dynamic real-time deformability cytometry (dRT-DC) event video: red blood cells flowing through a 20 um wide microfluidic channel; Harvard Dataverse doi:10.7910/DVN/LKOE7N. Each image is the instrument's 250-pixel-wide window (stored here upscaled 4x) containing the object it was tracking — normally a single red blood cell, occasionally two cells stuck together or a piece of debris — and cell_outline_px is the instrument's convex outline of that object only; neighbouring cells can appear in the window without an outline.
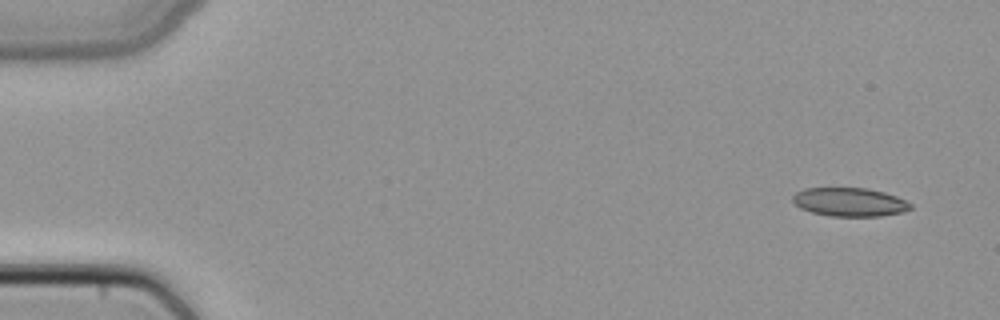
{"species": "common noctule bat (a hibernating species)", "species_latin": "Nyctalus noctula", "temperature_condition": "cold", "stored_images_in_passage": 5, "camera_frame_rate_fps": 3000, "um_per_image_px": 0.085, "animal": {"sex": "female", "body_mass_g": 22.7, "forearm_length_mm": 54.2}, "frame": {"image": 1, "passage_image": 1, "time_ms": 0.0, "image_size_px": [1000, 320], "cell_outline_px": [[912, 208], [904, 212], [880, 216], [832, 216], [812, 212], [800, 208], [792, 200], [792, 196], [796, 192], [804, 188], [868, 188], [884, 192], [896, 196], [912, 204]], "centroid_in_image_um": [72.22, 17.17], "position_along_channel_um": 12.8, "area_um2": 19.65}}
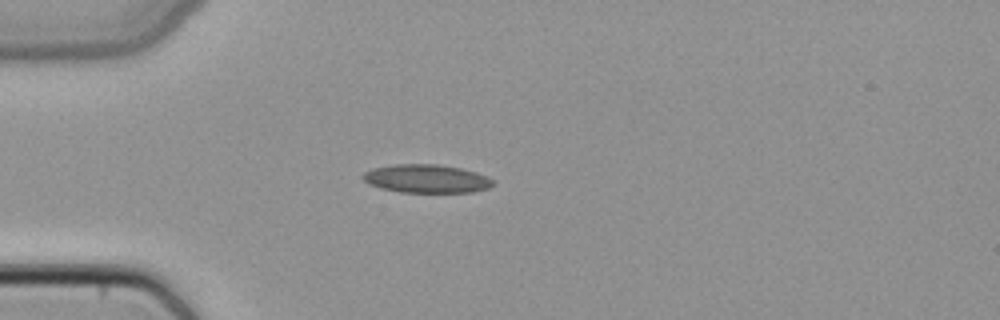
{"frame": {"image": 2, "passage_image": 4, "time_ms": 1.0, "image_size_px": [1000, 320], "cell_outline_px": [[492, 184], [488, 188], [472, 192], [400, 192], [380, 188], [368, 184], [360, 176], [364, 172], [372, 168], [396, 164], [436, 164], [460, 168], [476, 172], [488, 176], [492, 180]], "centroid_in_image_um": [36.21, 15.18], "position_along_channel_um": 48.8, "area_um2": 21.5}}